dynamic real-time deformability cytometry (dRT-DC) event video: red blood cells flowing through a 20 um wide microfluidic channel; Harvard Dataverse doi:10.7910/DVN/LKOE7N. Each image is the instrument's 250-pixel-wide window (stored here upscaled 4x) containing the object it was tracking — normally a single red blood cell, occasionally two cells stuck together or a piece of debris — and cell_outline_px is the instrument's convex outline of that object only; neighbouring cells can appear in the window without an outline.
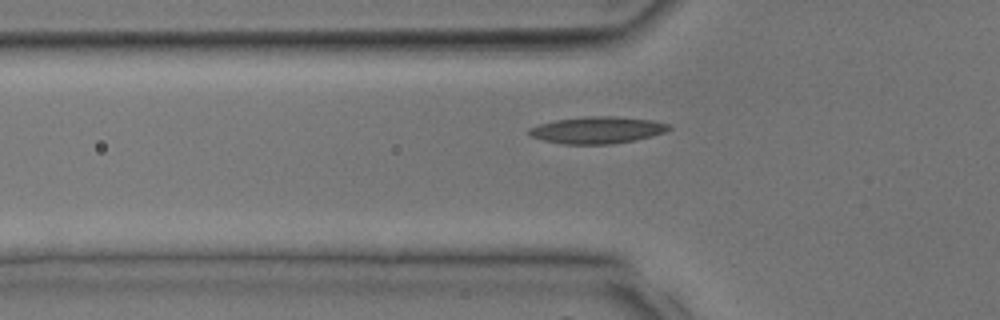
{"species": "common noctule bat (a hibernating species)", "species_latin": "Nyctalus noctula", "temperature_condition": "room temperature", "stored_images_in_passage": 24, "camera_frame_rate_fps": 3000, "um_per_image_px": 0.085, "animal": {"sex": "male", "body_mass_g": 17.9, "forearm_length_mm": 54.2}, "frame": {"image": 1, "passage_image": 2, "time_ms": 0.333, "image_size_px": [1000, 320], "cell_outline_px": [[672, 128], [664, 132], [652, 136], [632, 140], [608, 144], [564, 144], [544, 140], [528, 136], [528, 128], [540, 124], [556, 120], [584, 116], [616, 116], [652, 120], [672, 124]], "centroid_in_image_um": [50.77, 11.04], "position_along_channel_um": 75.0, "area_um2": 21.91}}
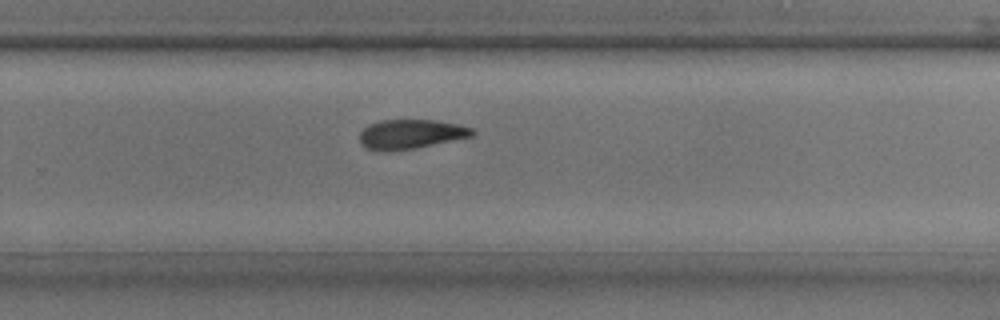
{"frame": {"image": 2, "passage_image": 13, "time_ms": 4.0, "image_size_px": [1000, 320], "cell_outline_px": [[476, 132], [472, 136], [416, 148], [384, 152], [380, 152], [364, 148], [360, 144], [360, 132], [368, 124], [380, 120], [432, 120], [456, 124], [472, 128]], "centroid_in_image_um": [34.85, 11.42], "position_along_channel_um": 295.0, "area_um2": 19.42}}
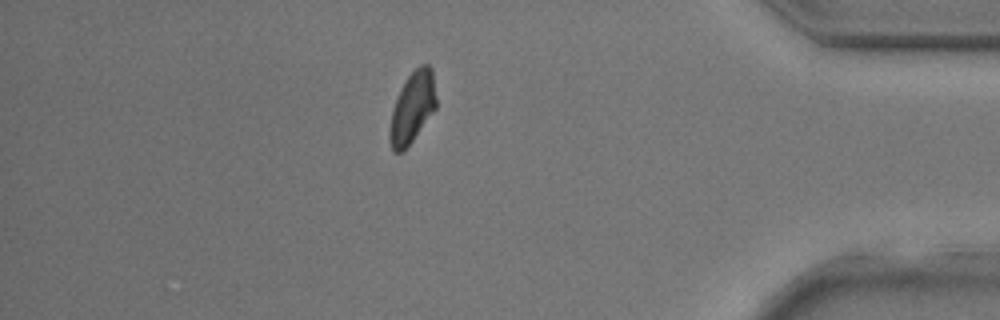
{"frame": {"image": 3, "passage_image": 20, "time_ms": 6.333, "image_size_px": [1000, 320], "cell_outline_px": [[436, 108], [404, 152], [392, 152], [388, 140], [388, 128], [392, 108], [400, 88], [408, 76], [420, 64], [428, 64], [432, 68], [436, 100]], "centroid_in_image_um": [35.01, 9.18], "position_along_channel_um": 400.2, "area_um2": 19.54}}